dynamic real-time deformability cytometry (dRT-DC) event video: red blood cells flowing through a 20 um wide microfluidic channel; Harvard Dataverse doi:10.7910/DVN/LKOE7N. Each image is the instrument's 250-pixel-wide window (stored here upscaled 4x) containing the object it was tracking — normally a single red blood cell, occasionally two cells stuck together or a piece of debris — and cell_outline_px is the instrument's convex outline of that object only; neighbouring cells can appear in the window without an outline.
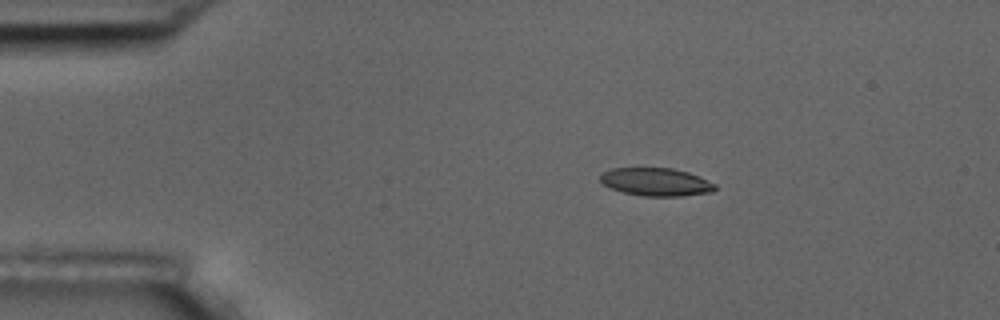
{"species": "common noctule bat (a hibernating species)", "species_latin": "Nyctalus noctula", "temperature_condition": "room temperature", "stored_images_in_passage": 4, "camera_frame_rate_fps": 3000, "um_per_image_px": 0.085, "animal": {"sex": "male", "body_mass_g": 17.5, "forearm_length_mm": 52.3}, "frame": {"image": 1, "passage_image": 3, "time_ms": 2.333, "image_size_px": [1000, 320], "cell_outline_px": [[716, 188], [712, 192], [680, 196], [644, 196], [624, 192], [612, 188], [604, 184], [600, 180], [600, 172], [612, 168], [672, 168], [688, 172], [716, 184]], "centroid_in_image_um": [55.75, 15.46], "position_along_channel_um": 29.3, "area_um2": 18.61}}